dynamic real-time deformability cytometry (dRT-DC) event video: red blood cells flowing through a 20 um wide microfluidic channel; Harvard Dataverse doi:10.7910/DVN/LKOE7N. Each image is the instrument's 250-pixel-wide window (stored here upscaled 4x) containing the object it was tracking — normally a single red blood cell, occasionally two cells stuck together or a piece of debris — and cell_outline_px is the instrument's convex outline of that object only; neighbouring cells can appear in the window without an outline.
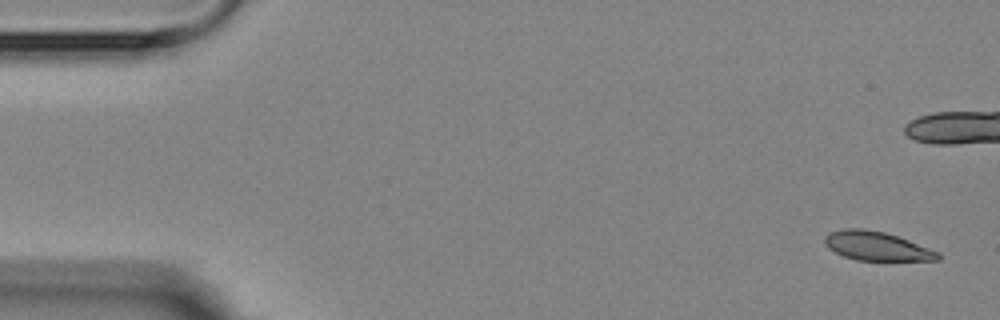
{"species": "Egyptian fruit bat (a non-hibernating species)", "species_latin": "Rousettus aegyptiacus", "temperature_condition": "room temperature", "stored_images_in_passage": 6, "camera_frame_rate_fps": 3000, "um_per_image_px": 0.085, "animal": {"sex": "female"}, "frame": {"image": 1, "passage_image": 1, "time_ms": 0.0, "image_size_px": [1000, 320], "cell_outline_px": [[940, 260], [856, 260], [844, 256], [828, 248], [824, 244], [824, 236], [828, 232], [844, 228], [864, 228], [884, 232], [908, 240], [940, 252]], "centroid_in_image_um": [74.48, 20.9], "position_along_channel_um": 10.5, "area_um2": 19.07}}